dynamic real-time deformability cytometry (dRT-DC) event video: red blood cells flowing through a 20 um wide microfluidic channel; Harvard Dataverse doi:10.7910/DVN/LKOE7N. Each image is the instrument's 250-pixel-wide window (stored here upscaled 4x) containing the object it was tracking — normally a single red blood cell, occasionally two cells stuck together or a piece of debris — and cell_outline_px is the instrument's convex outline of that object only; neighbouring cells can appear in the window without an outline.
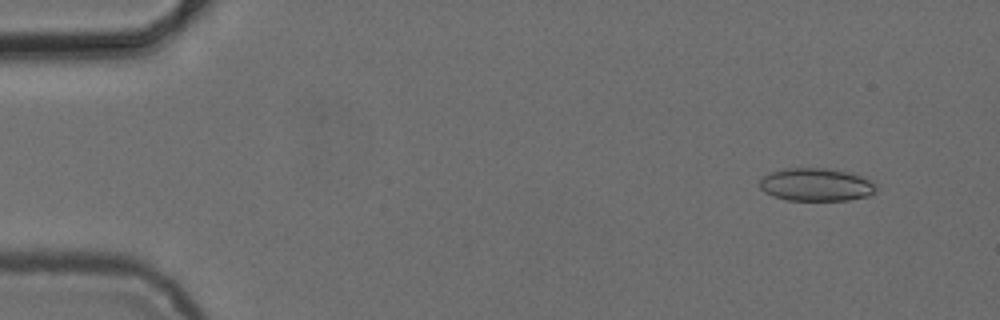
{"species": "common noctule bat (a hibernating species)", "species_latin": "Nyctalus noctula", "temperature_condition": "cold", "stored_images_in_passage": 4, "camera_frame_rate_fps": 3000, "um_per_image_px": 0.085, "animal": {"sex": "female", "body_mass_g": 24.6, "forearm_length_mm": 56.2}, "frame": {"image": 1, "passage_image": 1, "time_ms": 0.0, "image_size_px": [1000, 320], "cell_outline_px": [[876, 192], [868, 196], [848, 200], [788, 200], [772, 196], [764, 192], [760, 188], [760, 180], [764, 176], [772, 172], [784, 168], [824, 168], [852, 172], [872, 180], [876, 184]], "centroid_in_image_um": [69.41, 15.69], "position_along_channel_um": 15.6, "area_um2": 22.54}}